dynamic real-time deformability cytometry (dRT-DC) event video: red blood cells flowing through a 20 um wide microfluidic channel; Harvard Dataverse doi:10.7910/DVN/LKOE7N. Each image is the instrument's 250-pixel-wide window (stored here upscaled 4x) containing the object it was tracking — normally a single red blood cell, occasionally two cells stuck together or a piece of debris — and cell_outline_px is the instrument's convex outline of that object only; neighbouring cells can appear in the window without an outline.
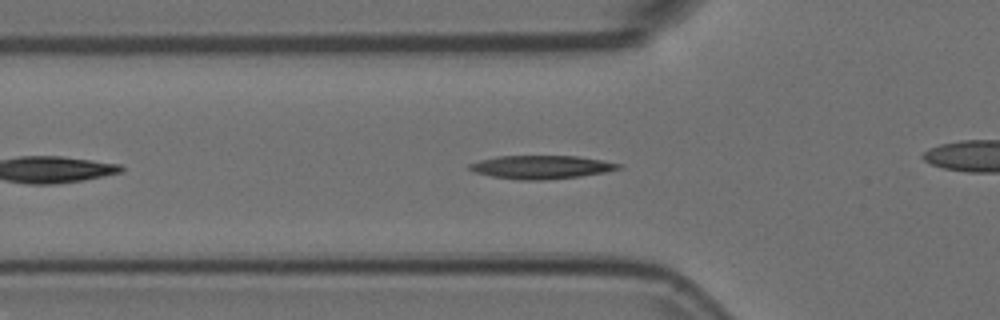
{"species": "Egyptian fruit bat (a non-hibernating species)", "species_latin": "Rousettus aegyptiacus", "temperature_condition": "room temperature", "stored_images_in_passage": 7, "camera_frame_rate_fps": 3000, "um_per_image_px": 0.085, "animal": {"sex": "female"}, "frame": {"image": 1, "passage_image": 7, "time_ms": 2.0, "image_size_px": [1000, 320], "cell_outline_px": [[624, 168], [604, 172], [580, 176], [544, 180], [520, 180], [492, 176], [476, 172], [468, 168], [468, 164], [480, 160], [496, 156], [576, 156], [624, 164]], "centroid_in_image_um": [46.03, 14.2], "position_along_channel_um": 79.8, "area_um2": 20.23}}